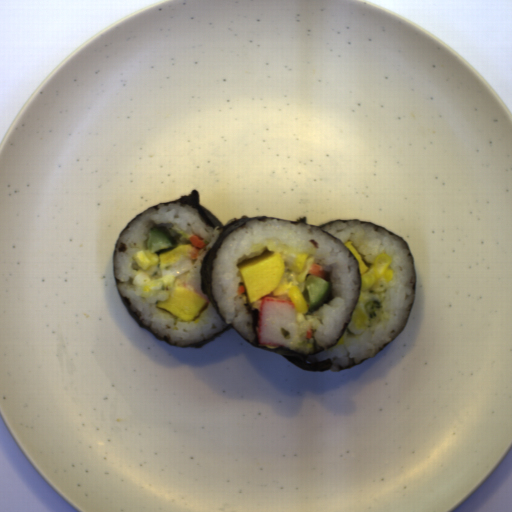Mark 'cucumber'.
I'll list each match as a JSON object with an SVG mask.
<instances>
[{
  "label": "cucumber",
  "mask_w": 512,
  "mask_h": 512,
  "mask_svg": "<svg viewBox=\"0 0 512 512\" xmlns=\"http://www.w3.org/2000/svg\"><path fill=\"white\" fill-rule=\"evenodd\" d=\"M176 242L166 227L153 225L147 236L146 247L155 253L159 250L174 248Z\"/></svg>",
  "instance_id": "8b760119"
},
{
  "label": "cucumber",
  "mask_w": 512,
  "mask_h": 512,
  "mask_svg": "<svg viewBox=\"0 0 512 512\" xmlns=\"http://www.w3.org/2000/svg\"><path fill=\"white\" fill-rule=\"evenodd\" d=\"M305 285L309 294V305L313 308L329 292L332 283L313 274H309L305 280Z\"/></svg>",
  "instance_id": "586b57bf"
}]
</instances>
